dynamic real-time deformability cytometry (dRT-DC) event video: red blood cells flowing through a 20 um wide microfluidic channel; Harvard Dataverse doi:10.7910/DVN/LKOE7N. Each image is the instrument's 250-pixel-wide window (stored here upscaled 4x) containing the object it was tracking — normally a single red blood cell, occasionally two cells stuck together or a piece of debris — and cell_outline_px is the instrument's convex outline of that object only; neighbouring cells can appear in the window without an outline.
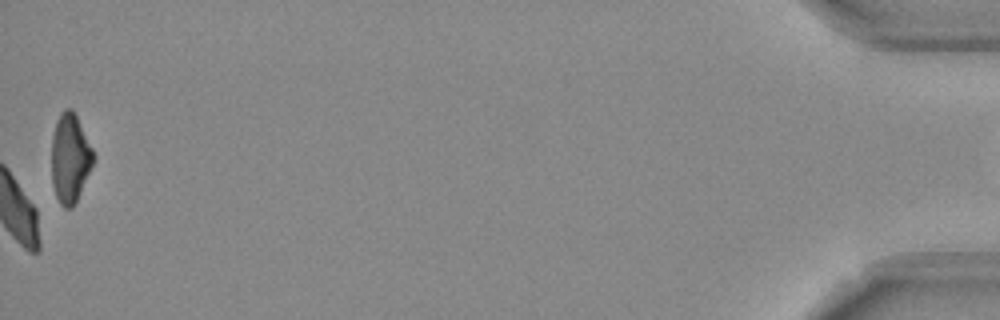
{"species": "Egyptian fruit bat (a non-hibernating species)", "species_latin": "Rousettus aegyptiacus", "temperature_condition": "room temperature", "stored_images_in_passage": 52, "camera_frame_rate_fps": 3000, "um_per_image_px": 0.085, "frame": {"image": 1, "passage_image": 52, "time_ms": 17.0, "image_size_px": [1000, 320], "cell_outline_px": [[96, 156], [80, 192], [72, 208], [64, 208], [60, 204], [56, 196], [52, 184], [52, 136], [56, 120], [60, 112], [64, 108], [72, 108]], "centroid_in_image_um": [5.94, 13.43], "position_along_channel_um": 429.3, "area_um2": 21.56}, "authors_computed_cell_mechanics": {"area_um2": 20.5479, "velocity_mm_per_s": 3.7119, "shape_relaxation_time_tau1_ms": 9.6771, "shape_relaxation_time_tau2_ms": 9.774, "deformation_change_tau1": 0.1789, "deformation_change_tau2": 0.1371}}